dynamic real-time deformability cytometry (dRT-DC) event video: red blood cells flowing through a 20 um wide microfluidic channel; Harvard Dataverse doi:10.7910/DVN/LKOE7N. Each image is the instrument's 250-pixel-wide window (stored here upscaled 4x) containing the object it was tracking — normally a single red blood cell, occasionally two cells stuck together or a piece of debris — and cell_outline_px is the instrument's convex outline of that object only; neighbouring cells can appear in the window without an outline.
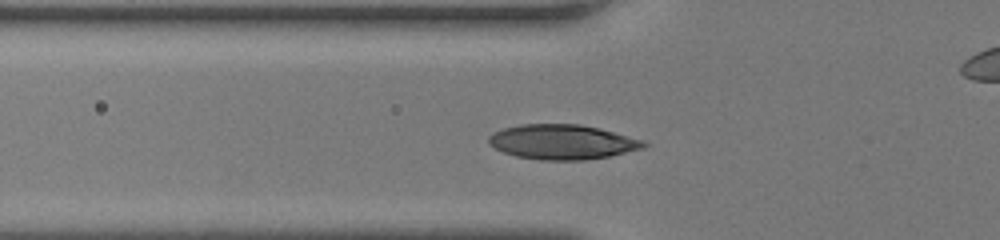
{"species": "human", "species_latin": "Homo sapiens", "temperature_condition": "room temperature", "stored_images_in_passage": 42, "camera_frame_rate_fps": 3000, "um_per_image_px": 0.085, "donor": {"sex": "female"}, "frame": {"image": 1, "passage_image": 10, "time_ms": 3.0, "image_size_px": [1000, 240], "cell_outline_px": [[648, 144], [644, 148], [608, 156], [584, 160], [540, 160], [516, 156], [504, 152], [488, 144], [488, 136], [492, 132], [504, 128], [520, 124], [580, 124], [600, 128], [644, 140]], "centroid_in_image_um": [47.79, 12.06], "position_along_channel_um": 78.0, "area_um2": 31.5}}
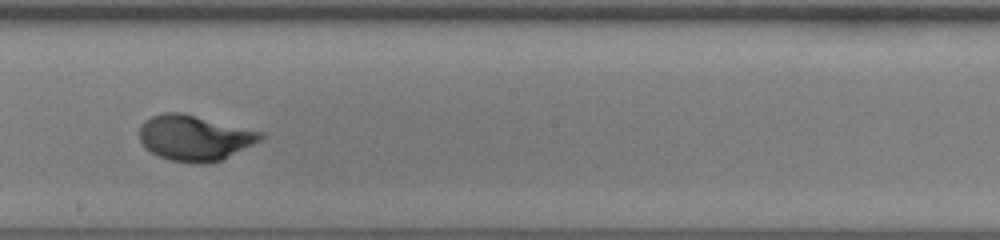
{"frame": {"image": 2, "passage_image": 21, "time_ms": 6.667, "image_size_px": [1000, 240], "cell_outline_px": [[264, 136], [260, 140], [220, 160], [208, 164], [196, 164], [168, 160], [156, 156], [144, 148], [140, 140], [140, 128], [144, 120], [152, 116], [164, 112], [180, 112], [264, 132]], "centroid_in_image_um": [16.49, 11.73], "position_along_channel_um": 231.7, "area_um2": 32.14}}
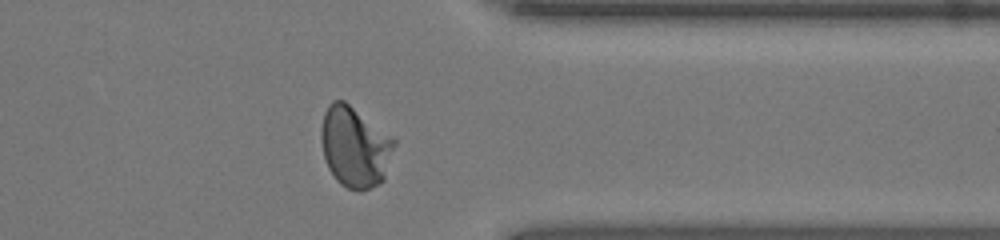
{"frame": {"image": 3, "passage_image": 32, "time_ms": 10.333, "image_size_px": [1000, 240], "cell_outline_px": [[396, 144], [384, 180], [360, 192], [348, 188], [340, 184], [336, 180], [328, 168], [324, 156], [320, 140], [320, 128], [324, 112], [328, 104], [332, 100], [344, 100], [392, 136], [396, 140]], "centroid_in_image_um": [30.15, 12.47], "position_along_channel_um": 381.2, "area_um2": 34.68}, "authors_computed_cell_mechanics": {"area_um2": 31.4143, "velocity_mm_per_s": 4.1981, "shape_relaxation_time_tau1_ms": 2.9431, "shape_relaxation_time_tau2_ms": null, "deformation_change_tau1": 0.1744, "deformation_change_tau2": null}}